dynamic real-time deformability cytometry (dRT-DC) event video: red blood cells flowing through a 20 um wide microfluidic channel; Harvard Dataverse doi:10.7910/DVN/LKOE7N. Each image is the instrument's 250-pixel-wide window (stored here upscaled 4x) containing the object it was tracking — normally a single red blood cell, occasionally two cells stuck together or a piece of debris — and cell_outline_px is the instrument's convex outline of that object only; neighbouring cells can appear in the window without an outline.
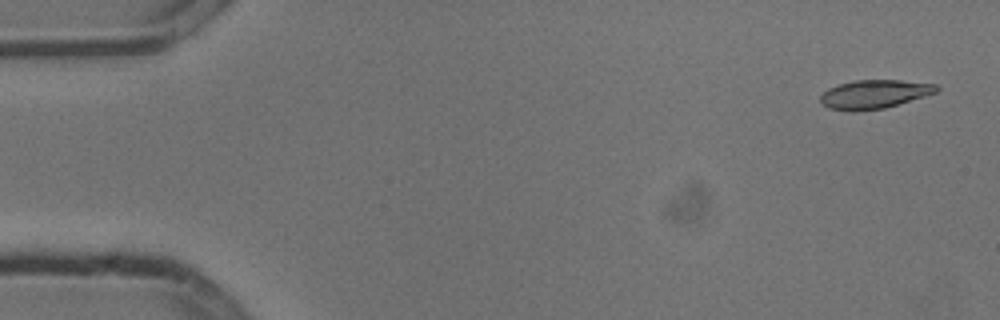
{"species": "common noctule bat (a hibernating species)", "species_latin": "Nyctalus noctula", "temperature_condition": "cold", "stored_images_in_passage": 5, "camera_frame_rate_fps": 3000, "um_per_image_px": 0.085, "animal": {"sex": "male", "body_mass_g": 13.3}, "frame": {"image": 1, "passage_image": 1, "time_ms": 0.0, "image_size_px": [1000, 320], "cell_outline_px": [[940, 88], [936, 92], [924, 96], [884, 108], [828, 108], [820, 100], [820, 96], [828, 88], [840, 84], [856, 80], [900, 80], [936, 84]], "centroid_in_image_um": [74.37, 7.95], "position_along_channel_um": 10.6, "area_um2": 18.44}}
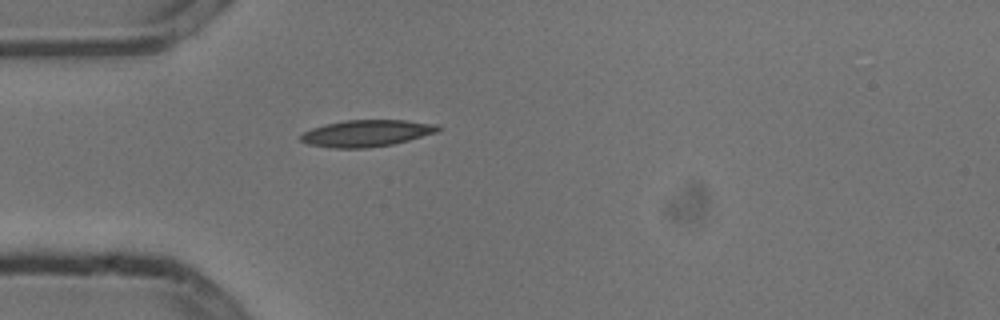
{"frame": {"image": 2, "passage_image": 5, "time_ms": 1.333, "image_size_px": [1000, 320], "cell_outline_px": [[440, 128], [436, 132], [408, 140], [392, 144], [368, 148], [328, 148], [308, 144], [300, 140], [300, 136], [304, 132], [312, 128], [324, 124], [344, 120], [404, 120], [440, 124]], "centroid_in_image_um": [31.13, 11.32], "position_along_channel_um": 53.9, "area_um2": 21.39}}